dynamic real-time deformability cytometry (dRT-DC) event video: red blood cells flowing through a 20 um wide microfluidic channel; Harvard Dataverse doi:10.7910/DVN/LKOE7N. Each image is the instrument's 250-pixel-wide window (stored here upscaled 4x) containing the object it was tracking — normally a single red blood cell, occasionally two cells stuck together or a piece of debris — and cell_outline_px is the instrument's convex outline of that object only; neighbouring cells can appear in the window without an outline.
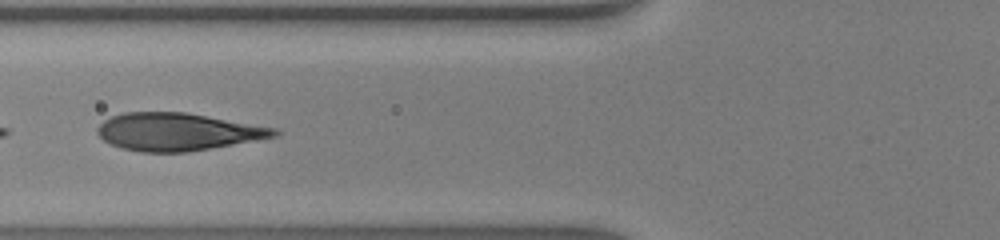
{"species": "human", "species_latin": "Homo sapiens", "temperature_condition": "warm", "stored_images_in_passage": 44, "camera_frame_rate_fps": 3000, "um_per_image_px": 0.085, "donor": {"sex": "male"}, "frame": {"image": 1, "passage_image": 18, "time_ms": 5.667, "image_size_px": [1000, 240], "cell_outline_px": [[280, 132], [276, 136], [256, 140], [188, 152], [140, 152], [124, 148], [112, 144], [104, 140], [96, 132], [96, 128], [104, 120], [112, 116], [124, 112], [184, 112], [276, 128]], "centroid_in_image_um": [15.07, 11.2], "position_along_channel_um": 110.7, "area_um2": 38.38}}
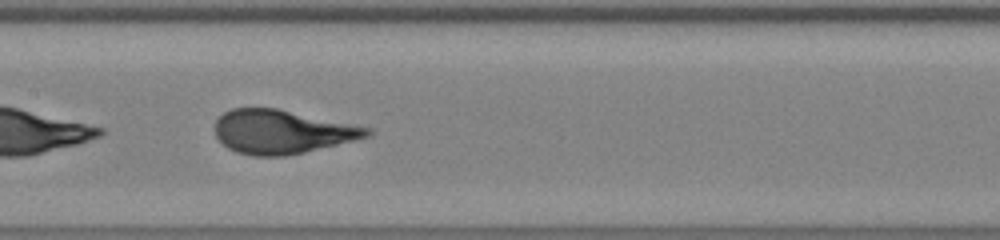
{"frame": {"image": 2, "passage_image": 23, "time_ms": 7.333, "image_size_px": [1000, 240], "cell_outline_px": [[372, 132], [368, 136], [304, 152], [284, 156], [252, 156], [236, 152], [228, 148], [216, 136], [216, 120], [224, 112], [232, 108], [276, 108], [372, 128]], "centroid_in_image_um": [23.93, 11.2], "position_along_channel_um": 183.5, "area_um2": 38.32}}
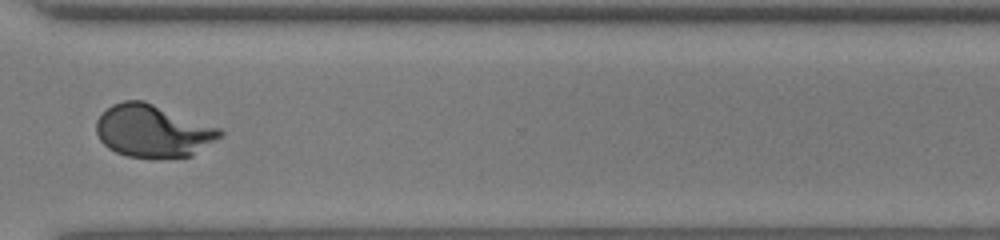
{"frame": {"image": 3, "passage_image": 35, "time_ms": 11.333, "image_size_px": [1000, 240], "cell_outline_px": [[224, 136], [192, 156], [128, 156], [116, 152], [108, 148], [100, 140], [96, 132], [96, 120], [112, 104], [124, 100], [144, 100], [220, 128], [224, 132]], "centroid_in_image_um": [13.02, 11.11], "position_along_channel_um": 357.6, "area_um2": 37.57}, "authors_computed_cell_mechanics": {"area_um2": 38.9861, "velocity_mm_per_s": 4.356, "shape_relaxation_time_tau1_ms": 3.9511, "shape_relaxation_time_tau2_ms": null, "deformation_change_tau1": 0.2487, "deformation_change_tau2": null}}